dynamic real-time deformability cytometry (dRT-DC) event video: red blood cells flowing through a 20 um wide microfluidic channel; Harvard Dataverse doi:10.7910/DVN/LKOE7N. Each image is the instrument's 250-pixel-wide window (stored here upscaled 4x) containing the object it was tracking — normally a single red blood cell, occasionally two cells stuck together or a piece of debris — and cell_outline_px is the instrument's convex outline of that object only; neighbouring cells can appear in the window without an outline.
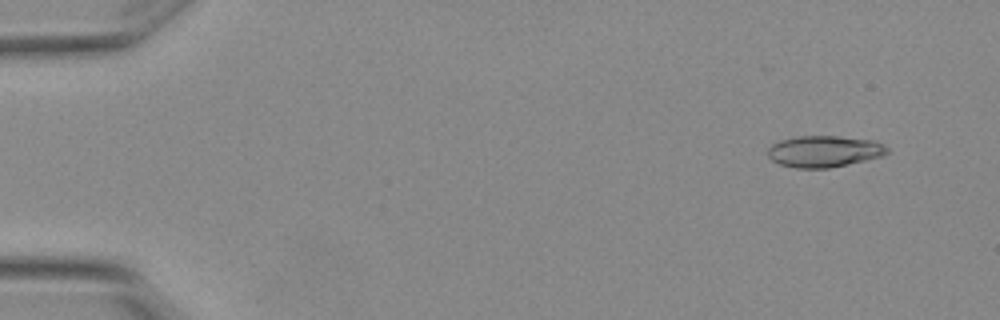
{"species": "Egyptian fruit bat (a non-hibernating species)", "species_latin": "Rousettus aegyptiacus", "temperature_condition": "warm", "stored_images_in_passage": 6, "camera_frame_rate_fps": 3000, "um_per_image_px": 0.085, "animal": {"sex": "female"}, "frame": {"image": 1, "passage_image": 2, "time_ms": 0.333, "image_size_px": [1000, 320], "cell_outline_px": [[888, 152], [880, 156], [864, 160], [828, 168], [796, 168], [780, 164], [772, 160], [768, 156], [768, 148], [772, 144], [780, 140], [796, 136], [840, 136], [876, 140], [884, 144], [888, 148]], "centroid_in_image_um": [70.05, 12.85], "position_along_channel_um": 15.0, "area_um2": 21.85}}
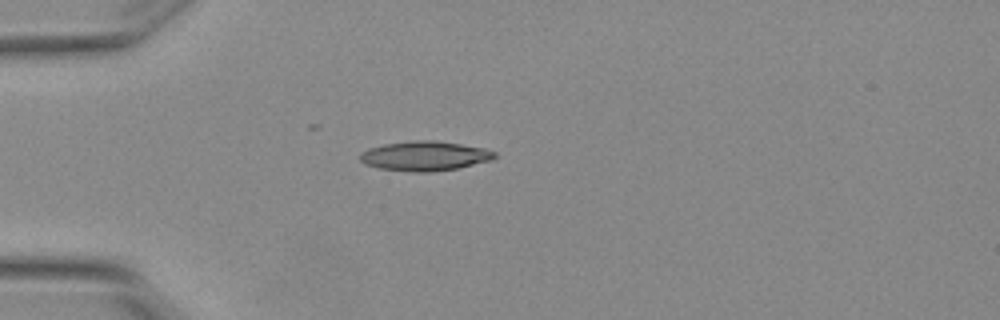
{"frame": {"image": 2, "passage_image": 5, "time_ms": 1.333, "image_size_px": [1000, 320], "cell_outline_px": [[496, 156], [492, 160], [460, 168], [432, 172], [412, 172], [380, 168], [364, 164], [360, 160], [360, 152], [368, 148], [384, 144], [416, 140], [436, 140], [484, 148], [496, 152]], "centroid_in_image_um": [36.11, 13.26], "position_along_channel_um": 48.9, "area_um2": 23.35}}